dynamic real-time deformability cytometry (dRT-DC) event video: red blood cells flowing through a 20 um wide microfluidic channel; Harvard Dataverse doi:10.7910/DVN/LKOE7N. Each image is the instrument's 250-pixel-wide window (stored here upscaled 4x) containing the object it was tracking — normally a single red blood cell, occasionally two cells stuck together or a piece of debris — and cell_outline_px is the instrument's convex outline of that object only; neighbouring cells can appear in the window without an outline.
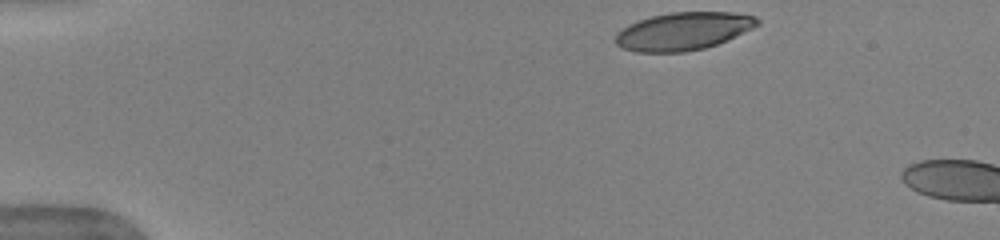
{"species": "human", "species_latin": "Homo sapiens", "temperature_condition": "warm", "stored_images_in_passage": 5, "camera_frame_rate_fps": 3000, "um_per_image_px": 0.085, "donor": {"sex": "female"}, "frame": {"image": 1, "passage_image": 1, "time_ms": 0.0, "image_size_px": [1000, 240], "cell_outline_px": [[760, 24], [752, 28], [716, 44], [704, 48], [684, 52], [636, 52], [624, 48], [616, 44], [616, 32], [628, 24], [652, 16], [672, 12], [732, 12], [756, 16], [760, 20]], "centroid_in_image_um": [58.07, 2.64], "position_along_channel_um": 26.9, "area_um2": 31.04}}